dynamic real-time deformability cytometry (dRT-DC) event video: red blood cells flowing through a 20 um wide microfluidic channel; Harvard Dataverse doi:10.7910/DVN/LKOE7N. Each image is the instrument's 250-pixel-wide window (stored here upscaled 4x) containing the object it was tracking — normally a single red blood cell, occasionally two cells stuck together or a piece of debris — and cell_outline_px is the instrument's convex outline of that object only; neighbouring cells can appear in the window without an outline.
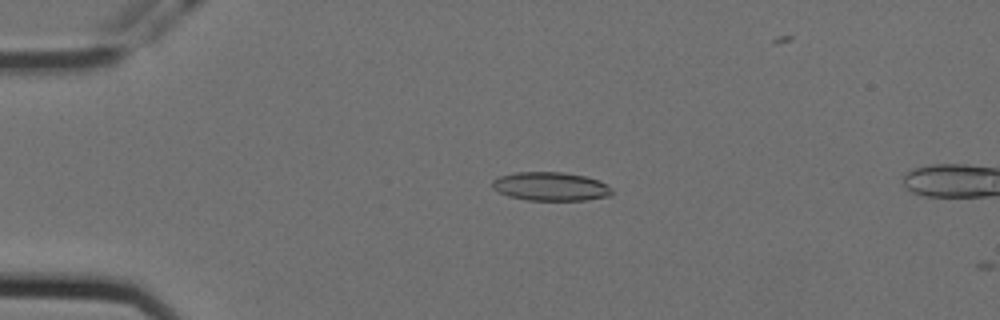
{"species": "Egyptian fruit bat (a non-hibernating species)", "species_latin": "Rousettus aegyptiacus", "temperature_condition": "cold", "stored_images_in_passage": 2, "camera_frame_rate_fps": 3000, "um_per_image_px": 0.085, "animal": {"sex": "female"}, "frame": {"image": 1, "passage_image": 1, "time_ms": 0.0, "image_size_px": [1000, 320], "cell_outline_px": [[612, 196], [584, 200], [528, 200], [508, 196], [492, 188], [492, 180], [496, 176], [516, 172], [564, 172], [584, 176], [600, 180], [612, 188]], "centroid_in_image_um": [46.8, 15.84], "position_along_channel_um": 38.2, "area_um2": 20.17}}